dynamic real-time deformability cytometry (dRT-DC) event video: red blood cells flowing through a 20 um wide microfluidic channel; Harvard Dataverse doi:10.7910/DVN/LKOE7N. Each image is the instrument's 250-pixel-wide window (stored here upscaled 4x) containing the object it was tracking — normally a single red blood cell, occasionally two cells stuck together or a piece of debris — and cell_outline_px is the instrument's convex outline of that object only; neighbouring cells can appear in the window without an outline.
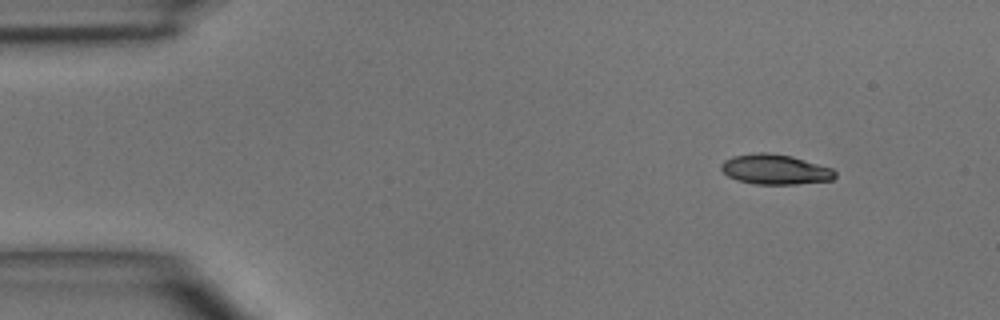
{"species": "common noctule bat (a hibernating species)", "species_latin": "Nyctalus noctula", "temperature_condition": "room temperature", "stored_images_in_passage": 5, "camera_frame_rate_fps": 3000, "um_per_image_px": 0.085, "animal": {"sex": "male", "body_mass_g": 15.6}, "frame": {"image": 1, "passage_image": 1, "time_ms": 0.0, "image_size_px": [1000, 320], "cell_outline_px": [[836, 176], [832, 180], [796, 184], [756, 184], [736, 180], [728, 176], [720, 168], [720, 164], [724, 160], [732, 156], [760, 152], [768, 152], [792, 156], [832, 168], [836, 172]], "centroid_in_image_um": [65.87, 14.39], "position_along_channel_um": 19.1, "area_um2": 20.0}}
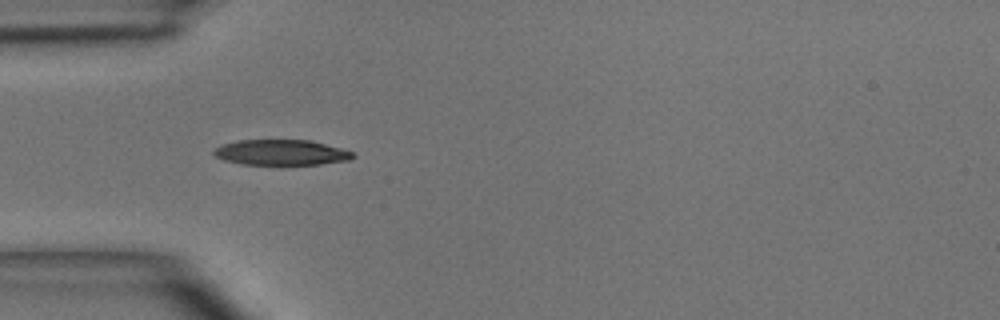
{"frame": {"image": 2, "passage_image": 3, "time_ms": 3.0, "image_size_px": [1000, 320], "cell_outline_px": [[356, 156], [348, 160], [320, 164], [244, 164], [224, 160], [216, 156], [212, 152], [216, 148], [224, 144], [236, 140], [312, 140], [340, 148], [352, 152]], "centroid_in_image_um": [23.91, 12.95], "position_along_channel_um": 61.1, "area_um2": 20.4}}